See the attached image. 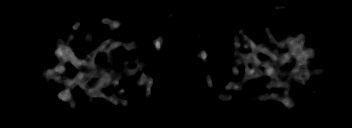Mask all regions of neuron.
<instances>
[{"mask_svg":"<svg viewBox=\"0 0 352 128\" xmlns=\"http://www.w3.org/2000/svg\"><path fill=\"white\" fill-rule=\"evenodd\" d=\"M109 22V18H105L104 20H102L101 24L102 25H105L106 23ZM112 24V28L115 27L117 28L116 26H119V23L116 24V23H111ZM74 29L75 31H78L79 29V20H77V23L74 24ZM245 39L246 42H248V45L246 46V49L248 48H251L253 53L252 54H249L250 56H246V58H243L245 57L243 54L241 53H238V52H234V57L236 58V55H238V57H241L237 60V63H240V61L244 60V63H248V62H252L253 63V67L251 70L249 71H245V78H243V83H246L248 82L249 79H251V76L255 73L256 76H259L261 77L262 75V72L258 71L256 72V69H258V67L260 65L264 66L266 69L264 70L265 71V74L271 76V81L275 82V85H268L267 87H271L272 90H274L275 86L276 87H281L282 85V82L280 81L282 76H280L278 73H276L274 70L278 69L279 67H281V65L285 62V61H289L291 60V56H294V58L297 60V63H295V68L297 71H299V76H304V70L302 71L301 68H304V66H306V64L308 63V60L306 59V57H312L314 55V51L312 48H309L307 50H303V46L301 44V40H302V35H298L297 37H295L294 39H286V43L288 44V49L290 50L289 54H286V55H283V56H280V54H278V51L272 53L267 50V49H261V47H259L257 44H254L252 41H250V39H247V38H244L242 36V40ZM270 40L275 42L276 44H280L282 46H285L282 42H279V41H276L275 39V35H270ZM62 43V46L61 48L57 49L55 51V54L58 58V60L60 61V64H58L55 68H52L50 71H48L46 73V76H54L55 74H58V73H64V70H65V63L66 62H71L75 68L77 70H80L81 68H92L94 67V59H95V56H96V51H93L92 53L88 54L87 55V60H77L76 56L74 55V53L71 52V49L70 47L67 45V44H64V42H60ZM106 44H107V41H104L102 42L98 48L101 49L102 51H105L106 53L110 52L111 50L115 49V48H118L120 46V42L118 43H114L112 45H110L109 47H106ZM154 46L158 49H161V42L160 41H157V42H154ZM137 47V44H128V45H125V48H136ZM261 51L262 54H267L272 60H276L278 59V56H279V59L277 60L276 62V65L275 64H271V63H268L266 61H258L257 59V51ZM206 52L205 50H203L200 54V59H202L203 61H206ZM290 53H292V55H290ZM139 67H135L133 69H131L130 71H128L127 73L124 72V73H121V75H119V77H128L130 75H134L135 73H137L139 71ZM109 68V71L111 72V76L110 75H107L105 74L104 72H101L99 75H100V81L97 83V87L100 88L101 86H105L107 85L108 83H113L114 85H116V83L118 84V78L116 76H114V71H113V68L111 66H108ZM85 75H90V76H93V75H96L95 72H90V74L88 73H78L77 74V81L78 82H81V80H83L84 76ZM149 82L146 86V93H150L148 92V90H150L151 86H152V82L151 81H148ZM138 84L140 86L144 85V80H142L141 78L138 80ZM87 90V88H86ZM90 95L92 97H96V96H99V91L98 89L96 90H91L90 88L87 90ZM272 95L270 96V99H274V98H278L281 102H283V104L288 107V106H291L292 105V101L288 98H285V97H278V94L276 93V91H272ZM71 93L68 92V91H62L60 94H59V98L60 100L62 101H66L68 100L70 97H71ZM108 99L116 102V96H111V97H108Z\"/></svg>","mask_w":352,"mask_h":128,"instance_id":"1","label":"neuron"}]
</instances>
